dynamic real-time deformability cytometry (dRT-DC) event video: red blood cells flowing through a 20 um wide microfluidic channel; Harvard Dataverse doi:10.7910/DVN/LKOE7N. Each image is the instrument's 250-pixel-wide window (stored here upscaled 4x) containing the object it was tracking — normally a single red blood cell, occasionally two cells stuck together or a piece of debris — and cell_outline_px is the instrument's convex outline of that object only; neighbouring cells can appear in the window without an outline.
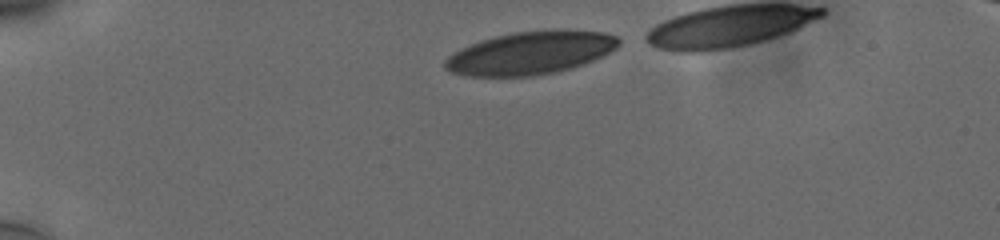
{"species": "human", "species_latin": "Homo sapiens", "temperature_condition": "cold", "stored_images_in_passage": 36, "camera_frame_rate_fps": 3000, "um_per_image_px": 0.085, "donor": {"sex": "male"}, "frame": {"image": 1, "passage_image": 1, "time_ms": 0.0, "image_size_px": [1000, 240], "cell_outline_px": [[620, 44], [616, 48], [584, 64], [556, 72], [532, 76], [472, 76], [452, 72], [444, 68], [444, 60], [448, 56], [480, 40], [512, 32], [604, 32], [616, 36], [620, 40]], "centroid_in_image_um": [45.05, 4.54], "position_along_channel_um": 39.9, "area_um2": 42.14}}
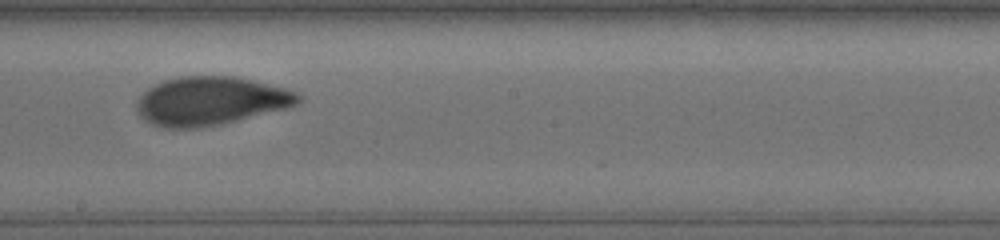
{"frame": {"image": 2, "passage_image": 21, "time_ms": 6.667, "image_size_px": [1000, 240], "cell_outline_px": [[300, 100], [296, 104], [284, 108], [220, 124], [200, 128], [164, 128], [152, 124], [144, 120], [140, 116], [136, 108], [136, 104], [140, 96], [148, 88], [164, 80], [180, 76], [232, 76], [252, 80], [284, 88], [296, 92], [300, 96]], "centroid_in_image_um": [17.83, 8.58], "position_along_channel_um": 230.4, "area_um2": 45.2}}
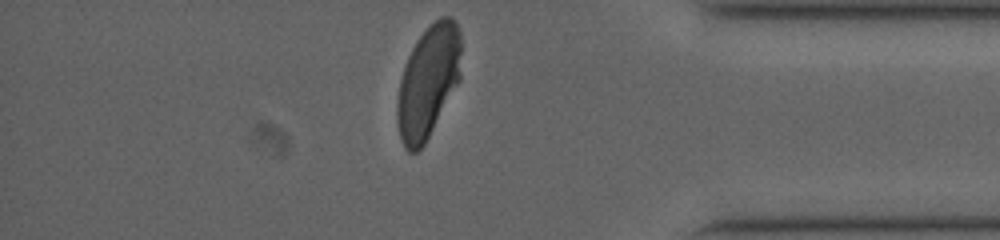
{"frame": {"image": 3, "passage_image": 36, "time_ms": 11.667, "image_size_px": [1000, 240], "cell_outline_px": [[460, 80], [424, 144], [416, 152], [408, 152], [404, 148], [400, 136], [396, 120], [396, 104], [400, 80], [408, 56], [416, 40], [440, 16], [448, 16], [456, 24], [460, 32]], "centroid_in_image_um": [36.37, 6.97], "position_along_channel_um": 398.8, "area_um2": 41.5}, "authors_computed_cell_mechanics": {"area_um2": 45.1707, "velocity_mm_per_s": 3.7408, "shape_relaxation_time_tau1_ms": 4.0363, "shape_relaxation_time_tau2_ms": 0.9399, "deformation_change_tau1": 0.1655, "deformation_change_tau2": 0.0575}}